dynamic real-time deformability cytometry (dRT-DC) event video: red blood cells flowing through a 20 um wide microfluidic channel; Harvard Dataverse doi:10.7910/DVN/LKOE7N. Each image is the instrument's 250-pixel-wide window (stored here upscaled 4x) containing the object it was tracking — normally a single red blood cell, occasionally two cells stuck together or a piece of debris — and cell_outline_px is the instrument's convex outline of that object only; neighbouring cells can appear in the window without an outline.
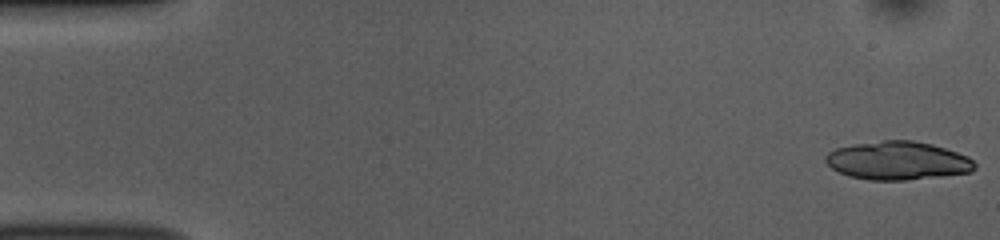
{"species": "common noctule bat (a hibernating species)", "species_latin": "Nyctalus noctula", "temperature_condition": "room temperature", "stored_images_in_passage": 20, "camera_frame_rate_fps": 3000, "um_per_image_px": 0.085, "animal": {"sex": "female", "body_mass_g": 10.0, "forearm_length_mm": 53.1}, "frame": {"image": 1, "passage_image": 1, "time_ms": 0.0, "image_size_px": [1000, 240], "cell_outline_px": [[976, 168], [972, 172], [944, 176], [904, 180], [868, 180], [848, 176], [832, 168], [824, 160], [824, 156], [828, 152], [836, 148], [852, 144], [884, 140], [912, 140], [932, 144], [968, 156], [976, 164]], "centroid_in_image_um": [76.3, 13.66], "position_along_channel_um": 8.7, "area_um2": 33.52}}